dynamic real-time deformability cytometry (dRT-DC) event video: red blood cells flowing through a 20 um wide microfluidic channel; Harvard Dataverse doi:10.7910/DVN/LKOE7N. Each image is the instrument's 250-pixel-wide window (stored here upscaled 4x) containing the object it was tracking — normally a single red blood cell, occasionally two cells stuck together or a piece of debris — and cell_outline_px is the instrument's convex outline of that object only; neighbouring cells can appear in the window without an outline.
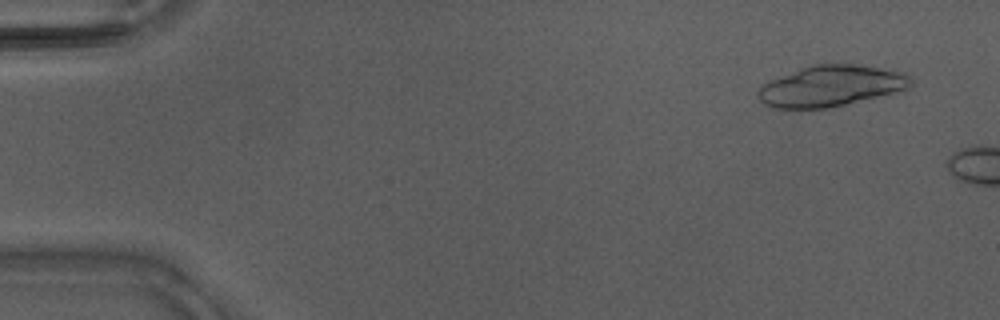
{"species": "Egyptian fruit bat (a non-hibernating species)", "species_latin": "Rousettus aegyptiacus", "temperature_condition": "warm", "stored_images_in_passage": 7, "camera_frame_rate_fps": 3000, "um_per_image_px": 0.085, "animal": {"sex": "male"}, "frame": {"image": 1, "passage_image": 3, "time_ms": 0.667, "image_size_px": [1000, 320], "cell_outline_px": [[912, 84], [904, 92], [888, 96], [828, 108], [776, 108], [764, 104], [756, 96], [756, 92], [764, 84], [772, 80], [812, 64], [852, 64], [892, 68], [908, 72], [912, 76]], "centroid_in_image_um": [70.8, 7.31], "position_along_channel_um": 14.2, "area_um2": 37.28}}